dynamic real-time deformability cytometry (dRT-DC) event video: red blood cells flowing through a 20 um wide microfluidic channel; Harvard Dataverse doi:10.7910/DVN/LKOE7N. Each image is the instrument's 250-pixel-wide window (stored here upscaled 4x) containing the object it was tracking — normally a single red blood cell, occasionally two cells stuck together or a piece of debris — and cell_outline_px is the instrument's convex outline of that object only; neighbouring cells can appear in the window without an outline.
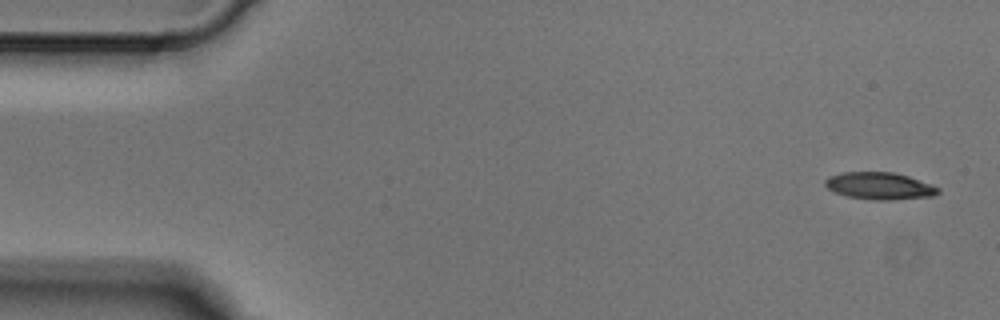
{"species": "Egyptian fruit bat (a non-hibernating species)", "species_latin": "Rousettus aegyptiacus", "temperature_condition": "cold", "stored_images_in_passage": 4, "camera_frame_rate_fps": 3000, "um_per_image_px": 0.085, "animal": {"sex": "male"}, "frame": {"image": 1, "passage_image": 1, "time_ms": 0.0, "image_size_px": [1000, 320], "cell_outline_px": [[940, 192], [932, 196], [892, 200], [872, 200], [848, 196], [836, 192], [828, 188], [824, 184], [824, 180], [840, 172], [892, 172], [908, 176], [932, 184], [940, 188]], "centroid_in_image_um": [74.79, 15.8], "position_along_channel_um": 10.2, "area_um2": 17.8}}
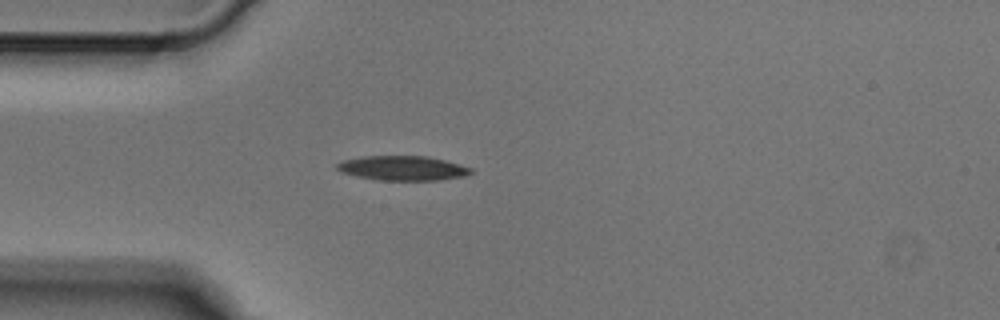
{"frame": {"image": 2, "passage_image": 4, "time_ms": 1.0, "image_size_px": [1000, 320], "cell_outline_px": [[472, 172], [464, 176], [440, 180], [380, 180], [340, 172], [336, 168], [336, 164], [344, 160], [360, 156], [428, 156], [460, 164], [472, 168]], "centroid_in_image_um": [34.23, 14.28], "position_along_channel_um": 50.8, "area_um2": 19.07}}